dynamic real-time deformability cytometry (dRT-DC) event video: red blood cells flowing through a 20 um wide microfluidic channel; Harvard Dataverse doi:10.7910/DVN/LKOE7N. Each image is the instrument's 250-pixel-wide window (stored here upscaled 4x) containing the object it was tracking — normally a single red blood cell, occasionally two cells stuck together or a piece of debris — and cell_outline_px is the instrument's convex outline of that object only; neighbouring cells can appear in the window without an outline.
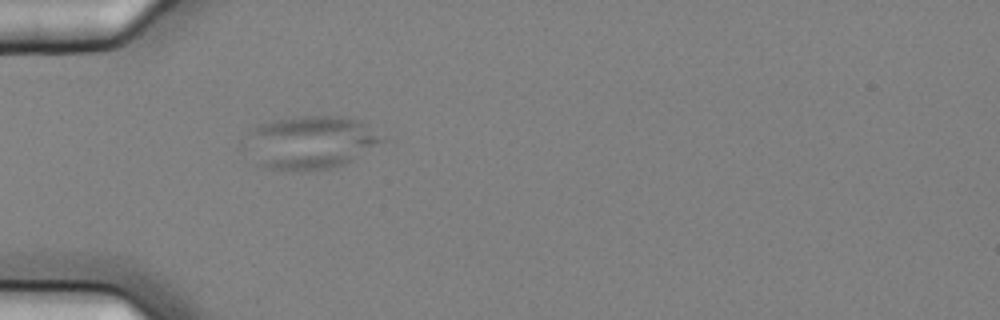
{"species": "common noctule bat (a hibernating species)", "species_latin": "Nyctalus noctula", "temperature_condition": "cold", "stored_images_in_passage": 3, "camera_frame_rate_fps": 3000, "um_per_image_px": 0.085, "animal": {"sex": "female", "body_mass_g": 25.1}, "frame": {"image": 1, "passage_image": 3, "time_ms": 0.667, "image_size_px": [1000, 320], "cell_outline_px": [[388, 140], [352, 160], [344, 164], [328, 168], [304, 172], [268, 168], [260, 164], [248, 136], [248, 132], [260, 124], [276, 120], [304, 116], [336, 116], [356, 120], [364, 124]], "centroid_in_image_um": [26.5, 12.11], "position_along_channel_um": 58.5, "area_um2": 40.98}}